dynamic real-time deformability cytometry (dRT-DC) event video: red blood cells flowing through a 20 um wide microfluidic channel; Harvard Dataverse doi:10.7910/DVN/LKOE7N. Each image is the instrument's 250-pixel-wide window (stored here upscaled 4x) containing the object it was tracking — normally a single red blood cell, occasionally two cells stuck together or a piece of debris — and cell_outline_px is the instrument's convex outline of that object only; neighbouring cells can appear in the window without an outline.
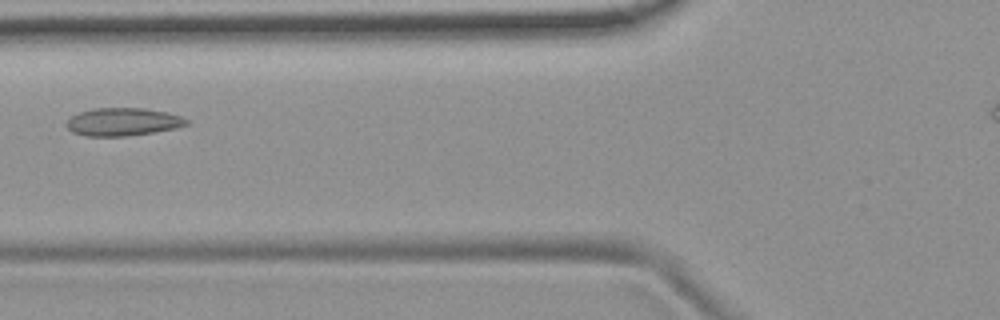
{"species": "common noctule bat (a hibernating species)", "species_latin": "Nyctalus noctula", "temperature_condition": "room temperature", "stored_images_in_passage": 3, "camera_frame_rate_fps": 3000, "um_per_image_px": 0.085, "animal": {"sex": "female", "body_mass_g": 19.9}, "frame": {"image": 1, "passage_image": 3, "time_ms": 2.333, "image_size_px": [1000, 320], "cell_outline_px": [[188, 124], [176, 128], [152, 132], [124, 136], [84, 136], [72, 132], [64, 124], [72, 116], [80, 112], [92, 108], [144, 108], [168, 112], [180, 116], [188, 120]], "centroid_in_image_um": [10.42, 10.35], "position_along_channel_um": 115.4, "area_um2": 19.48}}